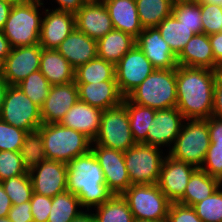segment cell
<instances>
[{"instance_id":"cell-1","label":"cell","mask_w":222,"mask_h":222,"mask_svg":"<svg viewBox=\"0 0 222 222\" xmlns=\"http://www.w3.org/2000/svg\"><path fill=\"white\" fill-rule=\"evenodd\" d=\"M220 71L178 65L176 68V107L185 119L212 116L214 87Z\"/></svg>"},{"instance_id":"cell-2","label":"cell","mask_w":222,"mask_h":222,"mask_svg":"<svg viewBox=\"0 0 222 222\" xmlns=\"http://www.w3.org/2000/svg\"><path fill=\"white\" fill-rule=\"evenodd\" d=\"M67 191L75 194L87 211L100 206L113 195L106 186L102 168L92 150L67 164Z\"/></svg>"},{"instance_id":"cell-3","label":"cell","mask_w":222,"mask_h":222,"mask_svg":"<svg viewBox=\"0 0 222 222\" xmlns=\"http://www.w3.org/2000/svg\"><path fill=\"white\" fill-rule=\"evenodd\" d=\"M92 141L60 123L42 124L33 139V152L44 159L68 164L91 150Z\"/></svg>"},{"instance_id":"cell-4","label":"cell","mask_w":222,"mask_h":222,"mask_svg":"<svg viewBox=\"0 0 222 222\" xmlns=\"http://www.w3.org/2000/svg\"><path fill=\"white\" fill-rule=\"evenodd\" d=\"M44 8L36 1L13 4L2 30L12 48L39 44Z\"/></svg>"},{"instance_id":"cell-5","label":"cell","mask_w":222,"mask_h":222,"mask_svg":"<svg viewBox=\"0 0 222 222\" xmlns=\"http://www.w3.org/2000/svg\"><path fill=\"white\" fill-rule=\"evenodd\" d=\"M127 98L155 110L176 107V68L155 69Z\"/></svg>"},{"instance_id":"cell-6","label":"cell","mask_w":222,"mask_h":222,"mask_svg":"<svg viewBox=\"0 0 222 222\" xmlns=\"http://www.w3.org/2000/svg\"><path fill=\"white\" fill-rule=\"evenodd\" d=\"M210 144L207 119H185L180 134L167 154L201 168Z\"/></svg>"},{"instance_id":"cell-7","label":"cell","mask_w":222,"mask_h":222,"mask_svg":"<svg viewBox=\"0 0 222 222\" xmlns=\"http://www.w3.org/2000/svg\"><path fill=\"white\" fill-rule=\"evenodd\" d=\"M122 196L135 220L167 221L171 202L158 184L131 185Z\"/></svg>"},{"instance_id":"cell-8","label":"cell","mask_w":222,"mask_h":222,"mask_svg":"<svg viewBox=\"0 0 222 222\" xmlns=\"http://www.w3.org/2000/svg\"><path fill=\"white\" fill-rule=\"evenodd\" d=\"M166 155L163 149L144 143H136L124 151L131 185L157 184Z\"/></svg>"},{"instance_id":"cell-9","label":"cell","mask_w":222,"mask_h":222,"mask_svg":"<svg viewBox=\"0 0 222 222\" xmlns=\"http://www.w3.org/2000/svg\"><path fill=\"white\" fill-rule=\"evenodd\" d=\"M0 119L26 131L33 139L43 124L41 108L35 105L17 85H9Z\"/></svg>"},{"instance_id":"cell-10","label":"cell","mask_w":222,"mask_h":222,"mask_svg":"<svg viewBox=\"0 0 222 222\" xmlns=\"http://www.w3.org/2000/svg\"><path fill=\"white\" fill-rule=\"evenodd\" d=\"M28 172L36 194L53 198L67 190V164L64 162L44 159L33 152Z\"/></svg>"},{"instance_id":"cell-11","label":"cell","mask_w":222,"mask_h":222,"mask_svg":"<svg viewBox=\"0 0 222 222\" xmlns=\"http://www.w3.org/2000/svg\"><path fill=\"white\" fill-rule=\"evenodd\" d=\"M92 143L123 152L136 144L130 129L128 112L123 104L103 110L100 130Z\"/></svg>"},{"instance_id":"cell-12","label":"cell","mask_w":222,"mask_h":222,"mask_svg":"<svg viewBox=\"0 0 222 222\" xmlns=\"http://www.w3.org/2000/svg\"><path fill=\"white\" fill-rule=\"evenodd\" d=\"M155 70L138 45H134L116 64L115 79L119 91L127 97Z\"/></svg>"},{"instance_id":"cell-13","label":"cell","mask_w":222,"mask_h":222,"mask_svg":"<svg viewBox=\"0 0 222 222\" xmlns=\"http://www.w3.org/2000/svg\"><path fill=\"white\" fill-rule=\"evenodd\" d=\"M91 150L102 168L107 188L112 194L122 195L131 181L125 166L124 152L92 143Z\"/></svg>"},{"instance_id":"cell-14","label":"cell","mask_w":222,"mask_h":222,"mask_svg":"<svg viewBox=\"0 0 222 222\" xmlns=\"http://www.w3.org/2000/svg\"><path fill=\"white\" fill-rule=\"evenodd\" d=\"M42 49L39 44L11 49L1 65V75L9 85H18L40 69Z\"/></svg>"},{"instance_id":"cell-15","label":"cell","mask_w":222,"mask_h":222,"mask_svg":"<svg viewBox=\"0 0 222 222\" xmlns=\"http://www.w3.org/2000/svg\"><path fill=\"white\" fill-rule=\"evenodd\" d=\"M184 120L177 107L156 110L147 132V145L159 147L168 152L180 134Z\"/></svg>"},{"instance_id":"cell-16","label":"cell","mask_w":222,"mask_h":222,"mask_svg":"<svg viewBox=\"0 0 222 222\" xmlns=\"http://www.w3.org/2000/svg\"><path fill=\"white\" fill-rule=\"evenodd\" d=\"M197 167L172 158L168 154L162 163L158 186L171 203L184 195L192 173Z\"/></svg>"},{"instance_id":"cell-17","label":"cell","mask_w":222,"mask_h":222,"mask_svg":"<svg viewBox=\"0 0 222 222\" xmlns=\"http://www.w3.org/2000/svg\"><path fill=\"white\" fill-rule=\"evenodd\" d=\"M44 8L39 45L43 49H57L62 41L76 28L75 14Z\"/></svg>"},{"instance_id":"cell-18","label":"cell","mask_w":222,"mask_h":222,"mask_svg":"<svg viewBox=\"0 0 222 222\" xmlns=\"http://www.w3.org/2000/svg\"><path fill=\"white\" fill-rule=\"evenodd\" d=\"M78 100V88L75 81L52 85L41 107L42 123H60L67 111Z\"/></svg>"},{"instance_id":"cell-19","label":"cell","mask_w":222,"mask_h":222,"mask_svg":"<svg viewBox=\"0 0 222 222\" xmlns=\"http://www.w3.org/2000/svg\"><path fill=\"white\" fill-rule=\"evenodd\" d=\"M136 45L142 50L155 69L177 68V56L160 35L157 27H148L136 38Z\"/></svg>"},{"instance_id":"cell-20","label":"cell","mask_w":222,"mask_h":222,"mask_svg":"<svg viewBox=\"0 0 222 222\" xmlns=\"http://www.w3.org/2000/svg\"><path fill=\"white\" fill-rule=\"evenodd\" d=\"M75 17L76 28L95 40L114 29L103 1H88L75 14Z\"/></svg>"},{"instance_id":"cell-21","label":"cell","mask_w":222,"mask_h":222,"mask_svg":"<svg viewBox=\"0 0 222 222\" xmlns=\"http://www.w3.org/2000/svg\"><path fill=\"white\" fill-rule=\"evenodd\" d=\"M102 112V109L78 100L67 111L60 124L79 131L93 142L100 130Z\"/></svg>"},{"instance_id":"cell-22","label":"cell","mask_w":222,"mask_h":222,"mask_svg":"<svg viewBox=\"0 0 222 222\" xmlns=\"http://www.w3.org/2000/svg\"><path fill=\"white\" fill-rule=\"evenodd\" d=\"M76 85L80 101L102 110L121 105L125 98L119 91L116 80Z\"/></svg>"},{"instance_id":"cell-23","label":"cell","mask_w":222,"mask_h":222,"mask_svg":"<svg viewBox=\"0 0 222 222\" xmlns=\"http://www.w3.org/2000/svg\"><path fill=\"white\" fill-rule=\"evenodd\" d=\"M177 65L205 68L220 71L221 66L215 61L209 35L195 34L177 56Z\"/></svg>"},{"instance_id":"cell-24","label":"cell","mask_w":222,"mask_h":222,"mask_svg":"<svg viewBox=\"0 0 222 222\" xmlns=\"http://www.w3.org/2000/svg\"><path fill=\"white\" fill-rule=\"evenodd\" d=\"M76 69L98 57L97 40L75 28L56 49Z\"/></svg>"},{"instance_id":"cell-25","label":"cell","mask_w":222,"mask_h":222,"mask_svg":"<svg viewBox=\"0 0 222 222\" xmlns=\"http://www.w3.org/2000/svg\"><path fill=\"white\" fill-rule=\"evenodd\" d=\"M105 4L114 29L137 38L143 31L135 0H102Z\"/></svg>"},{"instance_id":"cell-26","label":"cell","mask_w":222,"mask_h":222,"mask_svg":"<svg viewBox=\"0 0 222 222\" xmlns=\"http://www.w3.org/2000/svg\"><path fill=\"white\" fill-rule=\"evenodd\" d=\"M39 70L51 86L75 79V68L56 49H42Z\"/></svg>"},{"instance_id":"cell-27","label":"cell","mask_w":222,"mask_h":222,"mask_svg":"<svg viewBox=\"0 0 222 222\" xmlns=\"http://www.w3.org/2000/svg\"><path fill=\"white\" fill-rule=\"evenodd\" d=\"M135 44L132 35L113 29L97 40L98 57L116 64Z\"/></svg>"},{"instance_id":"cell-28","label":"cell","mask_w":222,"mask_h":222,"mask_svg":"<svg viewBox=\"0 0 222 222\" xmlns=\"http://www.w3.org/2000/svg\"><path fill=\"white\" fill-rule=\"evenodd\" d=\"M221 185L219 179L210 176L201 168H197L190 177L183 197L177 203L193 207L212 195Z\"/></svg>"},{"instance_id":"cell-29","label":"cell","mask_w":222,"mask_h":222,"mask_svg":"<svg viewBox=\"0 0 222 222\" xmlns=\"http://www.w3.org/2000/svg\"><path fill=\"white\" fill-rule=\"evenodd\" d=\"M156 27L176 56L181 53L188 41L195 35L191 28L181 23L173 15L165 18Z\"/></svg>"},{"instance_id":"cell-30","label":"cell","mask_w":222,"mask_h":222,"mask_svg":"<svg viewBox=\"0 0 222 222\" xmlns=\"http://www.w3.org/2000/svg\"><path fill=\"white\" fill-rule=\"evenodd\" d=\"M122 104L127 109L130 129L135 142L147 144V132L156 110L132 103L127 97L123 99Z\"/></svg>"},{"instance_id":"cell-31","label":"cell","mask_w":222,"mask_h":222,"mask_svg":"<svg viewBox=\"0 0 222 222\" xmlns=\"http://www.w3.org/2000/svg\"><path fill=\"white\" fill-rule=\"evenodd\" d=\"M96 222H134L133 214L122 195L113 194L91 210Z\"/></svg>"},{"instance_id":"cell-32","label":"cell","mask_w":222,"mask_h":222,"mask_svg":"<svg viewBox=\"0 0 222 222\" xmlns=\"http://www.w3.org/2000/svg\"><path fill=\"white\" fill-rule=\"evenodd\" d=\"M142 27H156L172 15L175 0H135Z\"/></svg>"},{"instance_id":"cell-33","label":"cell","mask_w":222,"mask_h":222,"mask_svg":"<svg viewBox=\"0 0 222 222\" xmlns=\"http://www.w3.org/2000/svg\"><path fill=\"white\" fill-rule=\"evenodd\" d=\"M106 80H116L115 64L99 57L75 69L74 81L76 84L100 83Z\"/></svg>"},{"instance_id":"cell-34","label":"cell","mask_w":222,"mask_h":222,"mask_svg":"<svg viewBox=\"0 0 222 222\" xmlns=\"http://www.w3.org/2000/svg\"><path fill=\"white\" fill-rule=\"evenodd\" d=\"M84 211L79 198L66 190L52 198L51 211L47 222H71Z\"/></svg>"},{"instance_id":"cell-35","label":"cell","mask_w":222,"mask_h":222,"mask_svg":"<svg viewBox=\"0 0 222 222\" xmlns=\"http://www.w3.org/2000/svg\"><path fill=\"white\" fill-rule=\"evenodd\" d=\"M0 151L33 152V138L0 119Z\"/></svg>"},{"instance_id":"cell-36","label":"cell","mask_w":222,"mask_h":222,"mask_svg":"<svg viewBox=\"0 0 222 222\" xmlns=\"http://www.w3.org/2000/svg\"><path fill=\"white\" fill-rule=\"evenodd\" d=\"M33 152L0 151V182L28 171Z\"/></svg>"},{"instance_id":"cell-37","label":"cell","mask_w":222,"mask_h":222,"mask_svg":"<svg viewBox=\"0 0 222 222\" xmlns=\"http://www.w3.org/2000/svg\"><path fill=\"white\" fill-rule=\"evenodd\" d=\"M172 15L188 28H191L195 34L202 33L200 1L175 0Z\"/></svg>"},{"instance_id":"cell-38","label":"cell","mask_w":222,"mask_h":222,"mask_svg":"<svg viewBox=\"0 0 222 222\" xmlns=\"http://www.w3.org/2000/svg\"><path fill=\"white\" fill-rule=\"evenodd\" d=\"M12 205H19L31 200L33 186L29 172L1 181Z\"/></svg>"},{"instance_id":"cell-39","label":"cell","mask_w":222,"mask_h":222,"mask_svg":"<svg viewBox=\"0 0 222 222\" xmlns=\"http://www.w3.org/2000/svg\"><path fill=\"white\" fill-rule=\"evenodd\" d=\"M40 108L48 96L51 85L40 70L31 73L17 85Z\"/></svg>"},{"instance_id":"cell-40","label":"cell","mask_w":222,"mask_h":222,"mask_svg":"<svg viewBox=\"0 0 222 222\" xmlns=\"http://www.w3.org/2000/svg\"><path fill=\"white\" fill-rule=\"evenodd\" d=\"M193 208L203 222H222V185Z\"/></svg>"},{"instance_id":"cell-41","label":"cell","mask_w":222,"mask_h":222,"mask_svg":"<svg viewBox=\"0 0 222 222\" xmlns=\"http://www.w3.org/2000/svg\"><path fill=\"white\" fill-rule=\"evenodd\" d=\"M202 33L222 32V7L200 0Z\"/></svg>"},{"instance_id":"cell-42","label":"cell","mask_w":222,"mask_h":222,"mask_svg":"<svg viewBox=\"0 0 222 222\" xmlns=\"http://www.w3.org/2000/svg\"><path fill=\"white\" fill-rule=\"evenodd\" d=\"M201 169L222 183V148L210 144Z\"/></svg>"},{"instance_id":"cell-43","label":"cell","mask_w":222,"mask_h":222,"mask_svg":"<svg viewBox=\"0 0 222 222\" xmlns=\"http://www.w3.org/2000/svg\"><path fill=\"white\" fill-rule=\"evenodd\" d=\"M33 222H47L52 206V198L33 192L30 200Z\"/></svg>"},{"instance_id":"cell-44","label":"cell","mask_w":222,"mask_h":222,"mask_svg":"<svg viewBox=\"0 0 222 222\" xmlns=\"http://www.w3.org/2000/svg\"><path fill=\"white\" fill-rule=\"evenodd\" d=\"M166 222H203L191 206L180 203H171L168 209Z\"/></svg>"},{"instance_id":"cell-45","label":"cell","mask_w":222,"mask_h":222,"mask_svg":"<svg viewBox=\"0 0 222 222\" xmlns=\"http://www.w3.org/2000/svg\"><path fill=\"white\" fill-rule=\"evenodd\" d=\"M7 217L12 222H33L30 201L19 205H12Z\"/></svg>"},{"instance_id":"cell-46","label":"cell","mask_w":222,"mask_h":222,"mask_svg":"<svg viewBox=\"0 0 222 222\" xmlns=\"http://www.w3.org/2000/svg\"><path fill=\"white\" fill-rule=\"evenodd\" d=\"M210 143L216 148H222V118L210 116L207 118Z\"/></svg>"},{"instance_id":"cell-47","label":"cell","mask_w":222,"mask_h":222,"mask_svg":"<svg viewBox=\"0 0 222 222\" xmlns=\"http://www.w3.org/2000/svg\"><path fill=\"white\" fill-rule=\"evenodd\" d=\"M46 5L49 1L45 0ZM51 1L53 3H51ZM49 3L52 5L51 9L58 10V11H66L76 14L87 2L88 0H51ZM57 4V5H56Z\"/></svg>"},{"instance_id":"cell-48","label":"cell","mask_w":222,"mask_h":222,"mask_svg":"<svg viewBox=\"0 0 222 222\" xmlns=\"http://www.w3.org/2000/svg\"><path fill=\"white\" fill-rule=\"evenodd\" d=\"M212 115L222 118V72L218 74L215 81Z\"/></svg>"},{"instance_id":"cell-49","label":"cell","mask_w":222,"mask_h":222,"mask_svg":"<svg viewBox=\"0 0 222 222\" xmlns=\"http://www.w3.org/2000/svg\"><path fill=\"white\" fill-rule=\"evenodd\" d=\"M215 61L222 67V32L209 35Z\"/></svg>"},{"instance_id":"cell-50","label":"cell","mask_w":222,"mask_h":222,"mask_svg":"<svg viewBox=\"0 0 222 222\" xmlns=\"http://www.w3.org/2000/svg\"><path fill=\"white\" fill-rule=\"evenodd\" d=\"M12 207L10 198L6 194L1 182H0V217H6Z\"/></svg>"},{"instance_id":"cell-51","label":"cell","mask_w":222,"mask_h":222,"mask_svg":"<svg viewBox=\"0 0 222 222\" xmlns=\"http://www.w3.org/2000/svg\"><path fill=\"white\" fill-rule=\"evenodd\" d=\"M13 4L0 0V31L3 30Z\"/></svg>"},{"instance_id":"cell-52","label":"cell","mask_w":222,"mask_h":222,"mask_svg":"<svg viewBox=\"0 0 222 222\" xmlns=\"http://www.w3.org/2000/svg\"><path fill=\"white\" fill-rule=\"evenodd\" d=\"M12 47L10 46L9 40L3 34V31H0V62L2 63L7 56L10 54Z\"/></svg>"},{"instance_id":"cell-53","label":"cell","mask_w":222,"mask_h":222,"mask_svg":"<svg viewBox=\"0 0 222 222\" xmlns=\"http://www.w3.org/2000/svg\"><path fill=\"white\" fill-rule=\"evenodd\" d=\"M8 87H9V84L3 78V76L0 74V116H1V113H2L4 99H5V95H6Z\"/></svg>"},{"instance_id":"cell-54","label":"cell","mask_w":222,"mask_h":222,"mask_svg":"<svg viewBox=\"0 0 222 222\" xmlns=\"http://www.w3.org/2000/svg\"><path fill=\"white\" fill-rule=\"evenodd\" d=\"M71 222H96V220L91 211L85 210L77 218H74Z\"/></svg>"},{"instance_id":"cell-55","label":"cell","mask_w":222,"mask_h":222,"mask_svg":"<svg viewBox=\"0 0 222 222\" xmlns=\"http://www.w3.org/2000/svg\"><path fill=\"white\" fill-rule=\"evenodd\" d=\"M204 2H208V3H211V4H216L220 7H222V0H203Z\"/></svg>"},{"instance_id":"cell-56","label":"cell","mask_w":222,"mask_h":222,"mask_svg":"<svg viewBox=\"0 0 222 222\" xmlns=\"http://www.w3.org/2000/svg\"><path fill=\"white\" fill-rule=\"evenodd\" d=\"M1 1H6V2H10L12 4H16V3H19V2H23L24 0H1Z\"/></svg>"},{"instance_id":"cell-57","label":"cell","mask_w":222,"mask_h":222,"mask_svg":"<svg viewBox=\"0 0 222 222\" xmlns=\"http://www.w3.org/2000/svg\"><path fill=\"white\" fill-rule=\"evenodd\" d=\"M0 222H12V221L6 216V217H0Z\"/></svg>"},{"instance_id":"cell-58","label":"cell","mask_w":222,"mask_h":222,"mask_svg":"<svg viewBox=\"0 0 222 222\" xmlns=\"http://www.w3.org/2000/svg\"><path fill=\"white\" fill-rule=\"evenodd\" d=\"M134 222H156V221H149V220H134Z\"/></svg>"},{"instance_id":"cell-59","label":"cell","mask_w":222,"mask_h":222,"mask_svg":"<svg viewBox=\"0 0 222 222\" xmlns=\"http://www.w3.org/2000/svg\"><path fill=\"white\" fill-rule=\"evenodd\" d=\"M24 1H36V2H40V3H45V0H24Z\"/></svg>"}]
</instances>
